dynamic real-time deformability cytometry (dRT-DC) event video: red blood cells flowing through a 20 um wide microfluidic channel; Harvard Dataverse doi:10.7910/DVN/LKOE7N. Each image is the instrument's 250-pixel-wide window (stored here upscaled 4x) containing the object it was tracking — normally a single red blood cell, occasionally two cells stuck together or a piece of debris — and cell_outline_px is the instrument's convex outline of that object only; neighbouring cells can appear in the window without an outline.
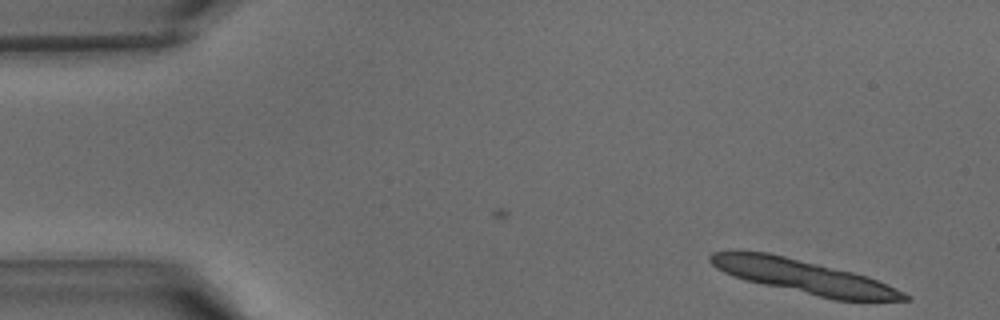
{"species": "common noctule bat (a hibernating species)", "species_latin": "Nyctalus noctula", "temperature_condition": "warm", "stored_images_in_passage": 3, "camera_frame_rate_fps": 3000, "um_per_image_px": 0.085, "animal": {"sex": "male", "body_mass_g": 15.6}, "frame": {"image": 1, "passage_image": 3, "time_ms": 0.667, "image_size_px": [1000, 320], "cell_outline_px": [[912, 300], [832, 300], [764, 284], [748, 280], [724, 272], [716, 268], [708, 260], [708, 256], [712, 252], [768, 252], [852, 272], [868, 276], [904, 292], [912, 296]], "centroid_in_image_um": [68.36, 23.53], "position_along_channel_um": 16.6, "area_um2": 37.34}}